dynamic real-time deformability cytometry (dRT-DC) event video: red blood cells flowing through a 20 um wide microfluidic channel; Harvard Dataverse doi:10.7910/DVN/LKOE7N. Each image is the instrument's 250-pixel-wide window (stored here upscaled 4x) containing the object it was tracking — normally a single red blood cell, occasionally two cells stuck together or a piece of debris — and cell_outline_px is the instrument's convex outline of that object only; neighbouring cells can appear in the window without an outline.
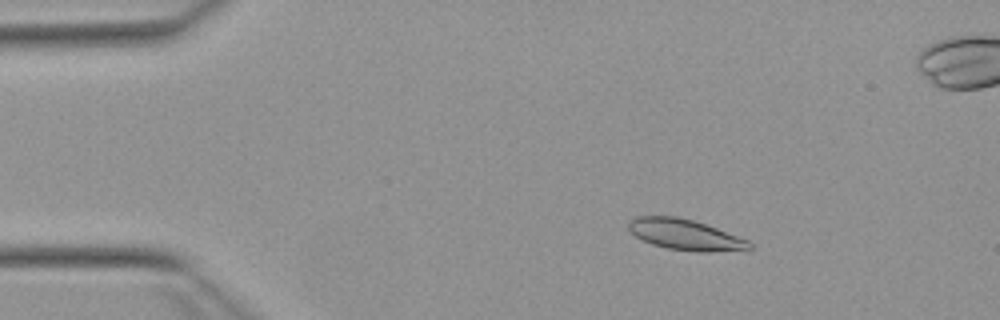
{"species": "Egyptian fruit bat (a non-hibernating species)", "species_latin": "Rousettus aegyptiacus", "temperature_condition": "warm", "stored_images_in_passage": 54, "camera_frame_rate_fps": 3000, "um_per_image_px": 0.085, "animal": {"sex": "female"}, "frame": {"image": 1, "passage_image": 9, "time_ms": 2.667, "image_size_px": [1000, 320], "cell_outline_px": [[752, 248], [712, 252], [696, 252], [668, 248], [652, 244], [636, 236], [628, 228], [628, 220], [636, 216], [676, 216], [692, 220], [716, 228], [748, 240], [752, 244]], "centroid_in_image_um": [58.21, 19.94], "position_along_channel_um": 26.8, "area_um2": 21.39}}
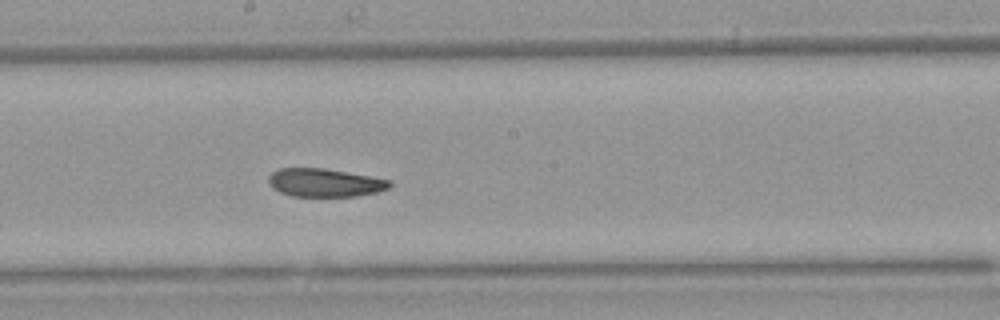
{"frame": {"image": 2, "passage_image": 29, "time_ms": 9.333, "image_size_px": [1000, 320], "cell_outline_px": [[392, 184], [388, 188], [376, 192], [356, 196], [292, 196], [280, 192], [272, 188], [268, 180], [268, 176], [272, 172], [280, 168], [324, 168], [392, 180]], "centroid_in_image_um": [27.59, 15.52], "position_along_channel_um": 220.6, "area_um2": 19.88}}
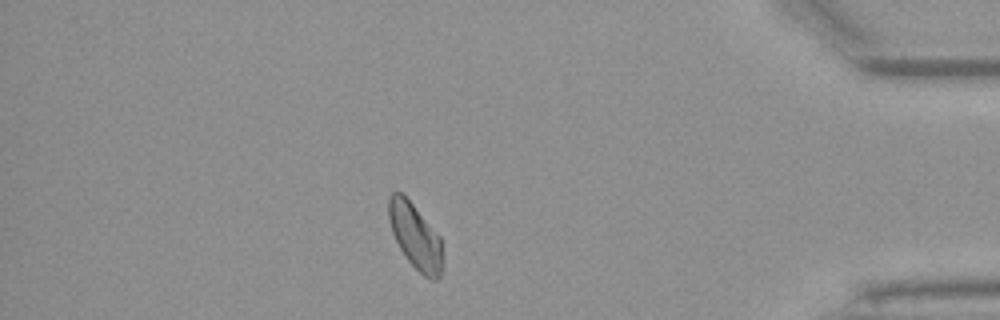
{"frame": {"image": 3, "passage_image": 46, "time_ms": 15.0, "image_size_px": [1000, 320], "cell_outline_px": [[444, 264], [440, 276], [436, 280], [428, 280], [404, 256], [392, 232], [388, 220], [388, 196], [392, 192], [400, 192], [412, 204], [440, 236]], "centroid_in_image_um": [35.31, 20.12], "position_along_channel_um": 399.9, "area_um2": 20.58}, "authors_computed_cell_mechanics": {"area_um2": 21.5305, "velocity_mm_per_s": 3.891, "shape_relaxation_time_tau1_ms": null, "shape_relaxation_time_tau2_ms": 4.3342, "deformation_change_tau1": null, "deformation_change_tau2": 0.0897}}